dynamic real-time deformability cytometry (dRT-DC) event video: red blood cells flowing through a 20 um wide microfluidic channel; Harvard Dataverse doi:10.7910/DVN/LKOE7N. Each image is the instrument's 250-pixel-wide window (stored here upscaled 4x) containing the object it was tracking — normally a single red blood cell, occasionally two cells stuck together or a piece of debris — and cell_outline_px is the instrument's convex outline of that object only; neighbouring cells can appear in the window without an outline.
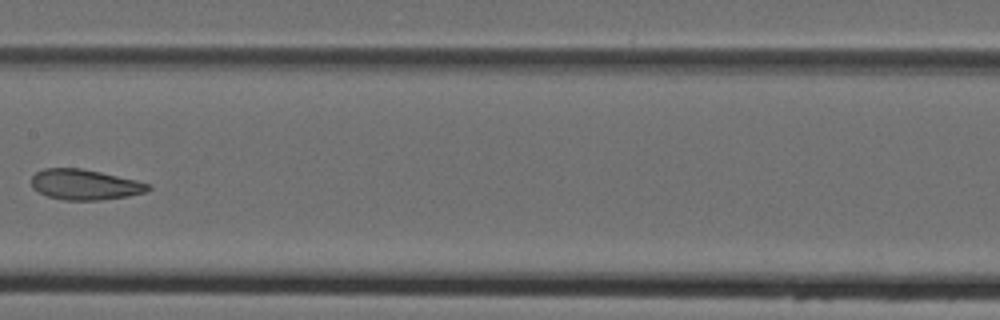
{"species": "Egyptian fruit bat (a non-hibernating species)", "species_latin": "Rousettus aegyptiacus", "temperature_condition": "cold", "stored_images_in_passage": 7, "camera_frame_rate_fps": 3000, "um_per_image_px": 0.085, "animal": {"sex": "female"}, "frame": {"image": 1, "passage_image": 7, "time_ms": 8.0, "image_size_px": [1000, 320], "cell_outline_px": [[152, 188], [144, 192], [128, 196], [100, 200], [64, 200], [48, 196], [32, 188], [32, 176], [36, 172], [44, 168], [80, 168], [100, 172], [136, 180], [152, 184]], "centroid_in_image_um": [7.22, 15.69], "position_along_channel_um": 200.2, "area_um2": 20.63}}